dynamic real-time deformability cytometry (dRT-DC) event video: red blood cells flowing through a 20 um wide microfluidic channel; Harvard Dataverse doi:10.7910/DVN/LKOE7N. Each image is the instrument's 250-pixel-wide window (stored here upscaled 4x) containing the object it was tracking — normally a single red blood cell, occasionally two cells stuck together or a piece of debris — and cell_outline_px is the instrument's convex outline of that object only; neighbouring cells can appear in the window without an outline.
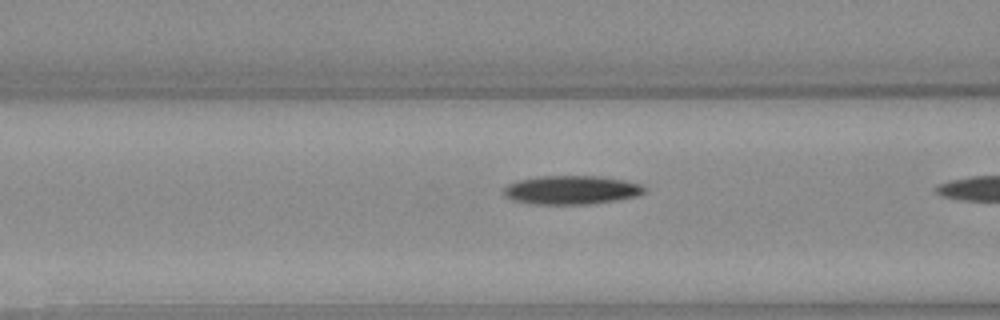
{"species": "Egyptian fruit bat (a non-hibernating species)", "species_latin": "Rousettus aegyptiacus", "temperature_condition": "warm", "stored_images_in_passage": 17, "camera_frame_rate_fps": 3000, "um_per_image_px": 0.085, "animal": {"sex": "female"}, "frame": {"image": 1, "passage_image": 16, "time_ms": 5.0, "image_size_px": [1000, 320], "cell_outline_px": [[648, 188], [644, 192], [636, 196], [616, 200], [592, 204], [532, 204], [512, 200], [504, 196], [504, 188], [508, 184], [520, 180], [540, 176], [600, 176], [624, 180], [640, 184]], "centroid_in_image_um": [48.58, 16.15], "position_along_channel_um": 118.0, "area_um2": 23.58}}